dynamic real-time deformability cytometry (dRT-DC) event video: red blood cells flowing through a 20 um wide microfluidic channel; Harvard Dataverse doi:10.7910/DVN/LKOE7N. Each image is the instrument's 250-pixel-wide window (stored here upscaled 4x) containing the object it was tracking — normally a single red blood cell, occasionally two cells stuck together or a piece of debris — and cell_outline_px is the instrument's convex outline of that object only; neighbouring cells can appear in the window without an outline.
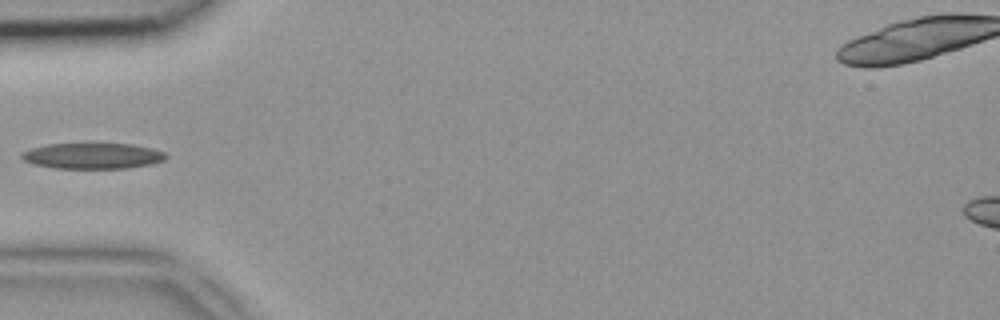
{"species": "common noctule bat (a hibernating species)", "species_latin": "Nyctalus noctula", "temperature_condition": "room temperature", "stored_images_in_passage": 4, "camera_frame_rate_fps": 3000, "um_per_image_px": 0.085, "animal": {"sex": "female", "body_mass_g": 18.4}, "frame": {"image": 1, "passage_image": 4, "time_ms": 1.0, "image_size_px": [1000, 320], "cell_outline_px": [[168, 156], [164, 160], [152, 164], [128, 168], [52, 168], [32, 164], [24, 160], [20, 156], [20, 152], [32, 148], [48, 144], [132, 144], [152, 148], [164, 152]], "centroid_in_image_um": [7.86, 13.25], "position_along_channel_um": 77.1, "area_um2": 21.73}}